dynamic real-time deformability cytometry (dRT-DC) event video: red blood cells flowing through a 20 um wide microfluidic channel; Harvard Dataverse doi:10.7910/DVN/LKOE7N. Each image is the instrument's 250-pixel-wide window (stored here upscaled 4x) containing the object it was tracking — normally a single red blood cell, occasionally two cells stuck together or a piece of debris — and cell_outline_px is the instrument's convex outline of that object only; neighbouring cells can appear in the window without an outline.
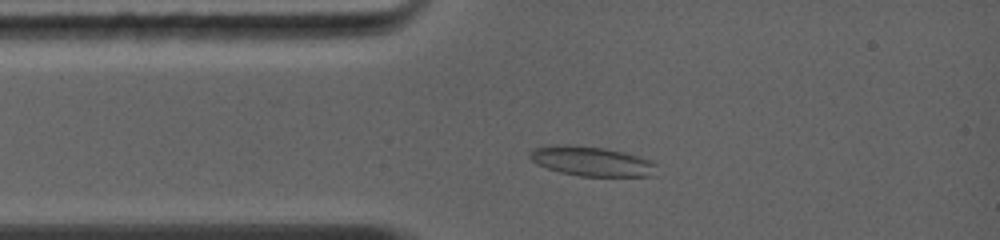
{"species": "common noctule bat (a hibernating species)", "species_latin": "Nyctalus noctula", "temperature_condition": "warm", "stored_images_in_passage": 38, "camera_frame_rate_fps": 5000, "um_per_image_px": 0.085, "animal": {"sex": "female", "body_mass_g": 19.0, "forearm_length_mm": 56.7}, "frame": {"image": 1, "passage_image": 9, "time_ms": 1.2, "image_size_px": [1000, 240], "cell_outline_px": [[656, 176], [580, 176], [560, 172], [536, 164], [528, 156], [528, 152], [536, 148], [568, 144], [604, 148], [652, 160], [656, 164]], "centroid_in_image_um": [50.3, 13.72], "position_along_channel_um": 34.7, "area_um2": 21.68}}
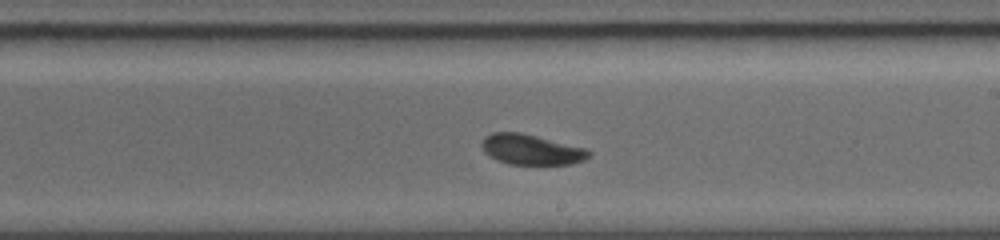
{"frame": {"image": 2, "passage_image": 25, "time_ms": 6.2, "image_size_px": [1000, 240], "cell_outline_px": [[592, 152], [584, 160], [572, 164], [508, 164], [496, 160], [484, 152], [480, 144], [484, 136], [492, 132], [520, 132], [584, 148]], "centroid_in_image_um": [45.1, 12.71], "position_along_channel_um": 243.9, "area_um2": 18.84}}
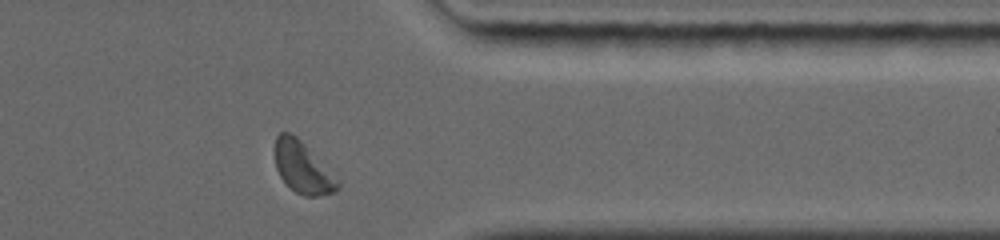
{"frame": {"image": 3, "passage_image": 35, "time_ms": 9.6, "image_size_px": [1000, 240], "cell_outline_px": [[340, 188], [336, 192], [316, 196], [304, 196], [296, 192], [280, 176], [276, 168], [272, 148], [276, 136], [280, 132], [292, 132], [304, 144], [340, 184]], "centroid_in_image_um": [25.64, 14.22], "position_along_channel_um": 385.8, "area_um2": 18.5}, "authors_computed_cell_mechanics": {"area_um2": 19.5364, "velocity_mm_per_s": 4.3512, "shape_relaxation_time_tau1_ms": 3.8159, "shape_relaxation_time_tau2_ms": 4.334, "deformation_change_tau1": 0.1116, "deformation_change_tau2": 0.0825}}